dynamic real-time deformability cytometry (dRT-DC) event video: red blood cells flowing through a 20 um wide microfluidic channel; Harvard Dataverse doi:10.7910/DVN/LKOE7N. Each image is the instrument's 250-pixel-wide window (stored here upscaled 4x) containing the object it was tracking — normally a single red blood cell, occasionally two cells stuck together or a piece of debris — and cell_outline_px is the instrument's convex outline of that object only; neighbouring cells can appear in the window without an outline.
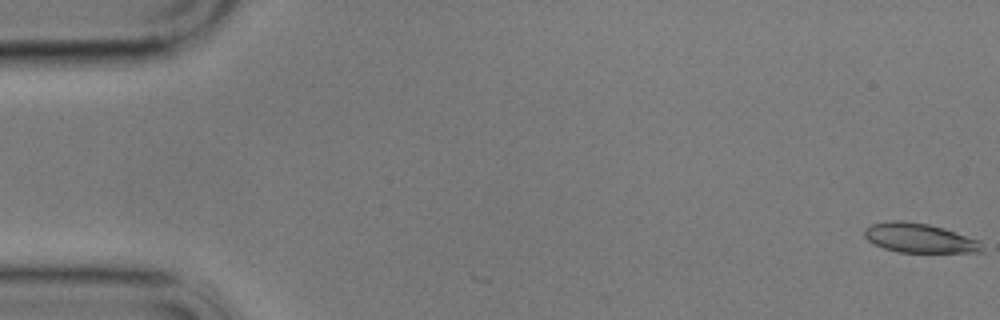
{"species": "common noctule bat (a hibernating species)", "species_latin": "Nyctalus noctula", "temperature_condition": "cold", "stored_images_in_passage": 5, "camera_frame_rate_fps": 3000, "um_per_image_px": 0.085, "animal": {"sex": "male", "body_mass_g": 17.9}, "frame": {"image": 1, "passage_image": 1, "time_ms": 0.0, "image_size_px": [1000, 320], "cell_outline_px": [[984, 252], [900, 252], [884, 248], [868, 240], [864, 236], [864, 228], [872, 224], [888, 220], [904, 220], [928, 224], [944, 228], [980, 240]], "centroid_in_image_um": [78.15, 20.22], "position_along_channel_um": 6.8, "area_um2": 20.17}}